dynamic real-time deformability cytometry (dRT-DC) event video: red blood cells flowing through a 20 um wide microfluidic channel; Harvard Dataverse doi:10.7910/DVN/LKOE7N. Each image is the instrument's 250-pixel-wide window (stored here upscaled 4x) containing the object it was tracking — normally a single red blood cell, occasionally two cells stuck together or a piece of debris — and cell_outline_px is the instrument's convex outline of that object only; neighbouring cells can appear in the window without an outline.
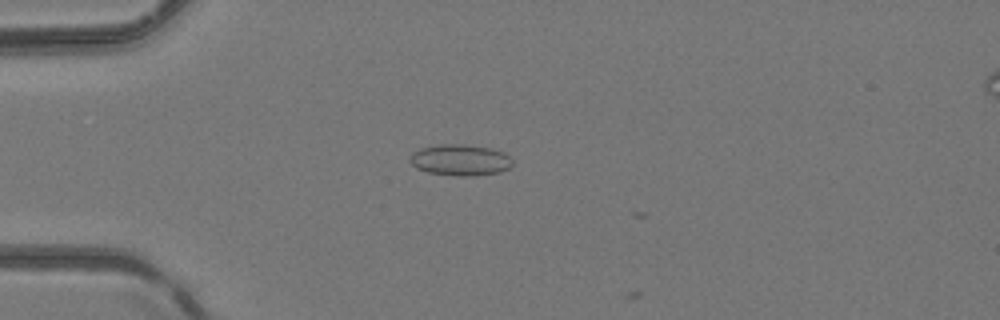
{"species": "common noctule bat (a hibernating species)", "species_latin": "Nyctalus noctula", "temperature_condition": "room temperature", "stored_images_in_passage": 1, "camera_frame_rate_fps": 3000, "um_per_image_px": 0.085, "animal": {"sex": "female", "body_mass_g": 24.6, "forearm_length_mm": 56.2}, "frame": {"image": 1, "passage_image": 1, "time_ms": 0.0, "image_size_px": [1000, 320], "cell_outline_px": [[512, 164], [508, 168], [500, 172], [472, 176], [456, 176], [428, 172], [416, 168], [408, 160], [412, 152], [420, 148], [440, 144], [464, 144], [488, 148], [504, 152], [512, 160]], "centroid_in_image_um": [39.09, 13.6], "position_along_channel_um": 45.9, "area_um2": 18.67}}